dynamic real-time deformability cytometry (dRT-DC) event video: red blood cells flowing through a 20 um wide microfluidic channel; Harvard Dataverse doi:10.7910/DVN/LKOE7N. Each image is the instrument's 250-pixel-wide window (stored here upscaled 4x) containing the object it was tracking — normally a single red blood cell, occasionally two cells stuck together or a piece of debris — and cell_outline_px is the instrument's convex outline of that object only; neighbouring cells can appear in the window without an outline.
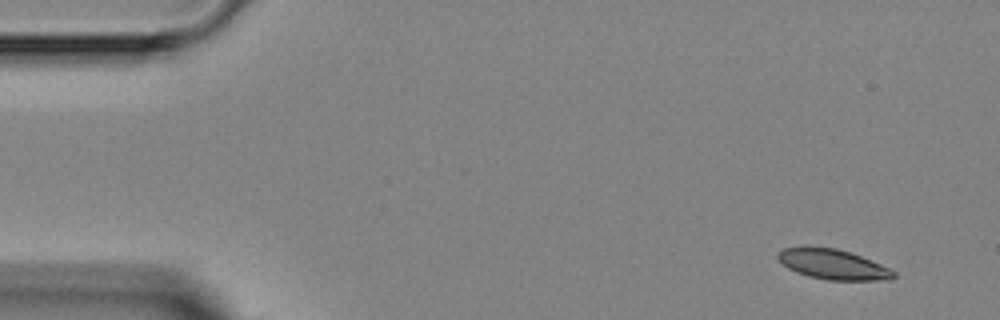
{"species": "Egyptian fruit bat (a non-hibernating species)", "species_latin": "Rousettus aegyptiacus", "temperature_condition": "room temperature", "stored_images_in_passage": 4, "camera_frame_rate_fps": 3000, "um_per_image_px": 0.085, "animal": {"sex": "female"}, "frame": {"image": 1, "passage_image": 1, "time_ms": 0.0, "image_size_px": [1000, 320], "cell_outline_px": [[896, 276], [892, 280], [828, 280], [808, 276], [796, 272], [788, 268], [776, 256], [776, 252], [784, 248], [804, 244], [836, 248], [860, 256], [892, 268], [896, 272]], "centroid_in_image_um": [70.78, 22.44], "position_along_channel_um": 14.2, "area_um2": 20.81}}
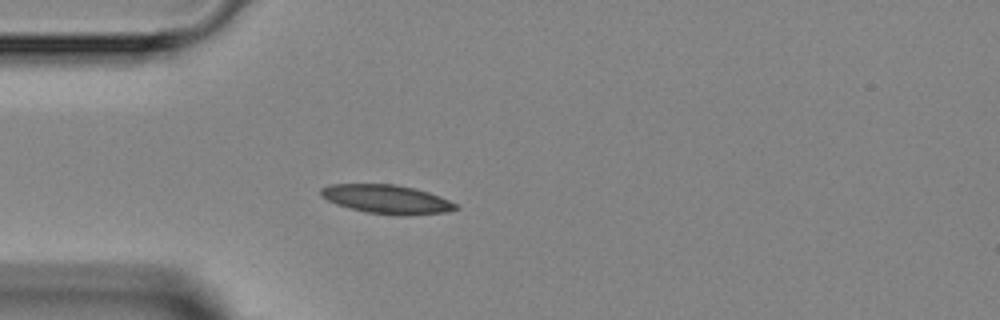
{"frame": {"image": 2, "passage_image": 4, "time_ms": 3.333, "image_size_px": [1000, 320], "cell_outline_px": [[460, 208], [444, 212], [408, 216], [396, 216], [364, 212], [336, 204], [320, 196], [320, 188], [328, 184], [396, 184], [416, 188], [440, 196], [456, 204]], "centroid_in_image_um": [32.86, 16.94], "position_along_channel_um": 52.1, "area_um2": 22.95}}